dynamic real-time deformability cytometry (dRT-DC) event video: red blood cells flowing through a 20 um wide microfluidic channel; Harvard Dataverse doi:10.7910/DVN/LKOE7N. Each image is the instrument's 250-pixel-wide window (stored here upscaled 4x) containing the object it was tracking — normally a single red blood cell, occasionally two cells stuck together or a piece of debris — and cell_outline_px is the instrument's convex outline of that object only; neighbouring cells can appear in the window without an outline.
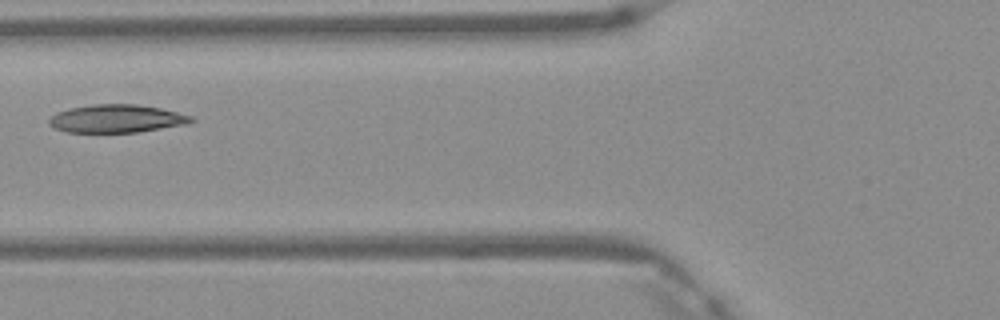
{"species": "Egyptian fruit bat (a non-hibernating species)", "species_latin": "Rousettus aegyptiacus", "temperature_condition": "warm", "stored_images_in_passage": 4, "camera_frame_rate_fps": 3000, "um_per_image_px": 0.085, "frame": {"image": 1, "passage_image": 4, "time_ms": 1.0, "image_size_px": [1000, 320], "cell_outline_px": [[196, 120], [188, 124], [136, 132], [68, 132], [56, 128], [48, 124], [48, 120], [56, 112], [68, 108], [92, 104], [136, 104], [160, 108], [192, 116]], "centroid_in_image_um": [9.91, 10.08], "position_along_channel_um": 115.9, "area_um2": 23.18}}